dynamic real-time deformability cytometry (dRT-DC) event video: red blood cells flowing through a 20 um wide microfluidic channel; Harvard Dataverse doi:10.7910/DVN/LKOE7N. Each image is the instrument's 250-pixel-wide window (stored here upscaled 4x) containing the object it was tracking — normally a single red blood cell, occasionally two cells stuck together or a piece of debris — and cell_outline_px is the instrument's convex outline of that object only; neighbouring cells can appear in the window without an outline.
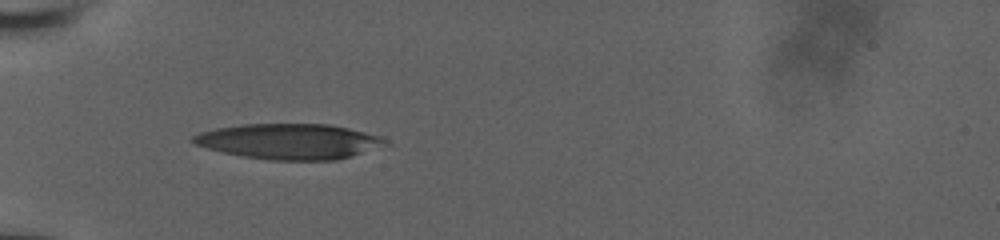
{"species": "human", "species_latin": "Homo sapiens", "temperature_condition": "room temperature", "stored_images_in_passage": 37, "camera_frame_rate_fps": 3000, "um_per_image_px": 0.085, "donor": {"sex": "male"}, "frame": {"image": 1, "passage_image": 1, "time_ms": 0.0, "image_size_px": [1000, 240], "cell_outline_px": [[384, 140], [360, 152], [336, 160], [268, 160], [244, 156], [224, 152], [208, 148], [196, 144], [192, 140], [192, 136], [200, 132], [216, 128], [244, 124], [328, 124], [348, 128], [380, 136]], "centroid_in_image_um": [24.44, 12.01], "position_along_channel_um": 60.6, "area_um2": 38.49}}
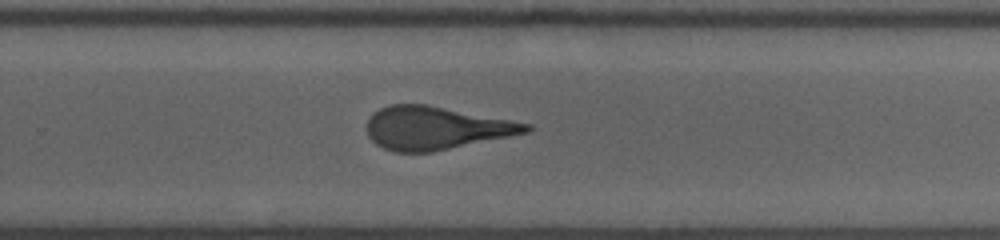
{"frame": {"image": 2, "passage_image": 20, "time_ms": 6.333, "image_size_px": [1000, 240], "cell_outline_px": [[532, 128], [528, 132], [432, 152], [396, 152], [384, 148], [376, 144], [368, 136], [368, 120], [380, 108], [388, 104], [424, 104], [532, 124]], "centroid_in_image_um": [37.03, 10.88], "position_along_channel_um": 292.8, "area_um2": 39.3}}
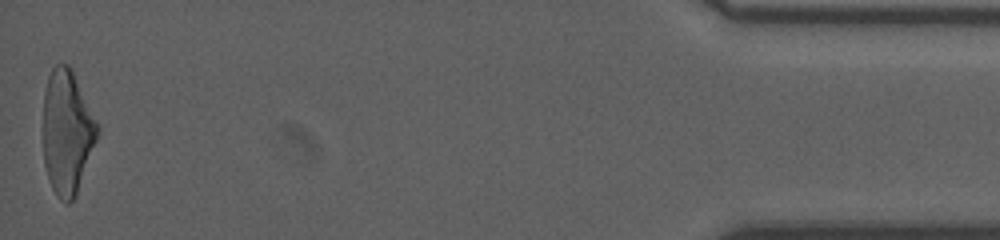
{"frame": {"image": 3, "passage_image": 37, "time_ms": 12.0, "image_size_px": [1000, 240], "cell_outline_px": [[100, 128], [96, 140], [76, 196], [68, 204], [64, 204], [56, 196], [52, 188], [44, 164], [44, 92], [48, 76], [52, 68], [56, 64], [68, 64], [72, 68]], "centroid_in_image_um": [5.7, 11.23], "position_along_channel_um": 429.5, "area_um2": 39.19}, "authors_computed_cell_mechanics": {"area_um2": 40.749, "velocity_mm_per_s": 3.8503, "shape_relaxation_time_tau1_ms": 7.8366, "shape_relaxation_time_tau2_ms": 1.6552, "deformation_change_tau1": 0.258, "deformation_change_tau2": 0.1379}}